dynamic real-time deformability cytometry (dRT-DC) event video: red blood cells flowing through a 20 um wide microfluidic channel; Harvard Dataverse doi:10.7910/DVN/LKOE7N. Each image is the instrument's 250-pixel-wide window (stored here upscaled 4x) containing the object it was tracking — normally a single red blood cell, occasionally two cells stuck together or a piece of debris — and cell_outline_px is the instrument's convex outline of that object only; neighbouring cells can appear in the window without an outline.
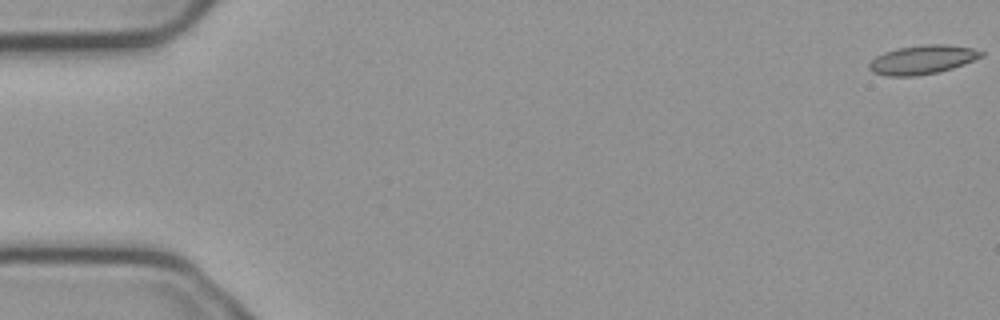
{"species": "common noctule bat (a hibernating species)", "species_latin": "Nyctalus noctula", "temperature_condition": "cold", "stored_images_in_passage": 10, "camera_frame_rate_fps": 3000, "um_per_image_px": 0.085, "animal": {"sex": "male", "body_mass_g": 23.1, "forearm_length_mm": 52.7}, "frame": {"image": 1, "passage_image": 1, "time_ms": 0.0, "image_size_px": [1000, 320], "cell_outline_px": [[984, 56], [964, 64], [940, 72], [916, 76], [888, 76], [872, 72], [868, 68], [868, 64], [876, 56], [884, 52], [896, 48], [924, 44], [944, 44], [972, 48], [984, 52]], "centroid_in_image_um": [78.39, 5.07], "position_along_channel_um": 6.6, "area_um2": 19.02}}
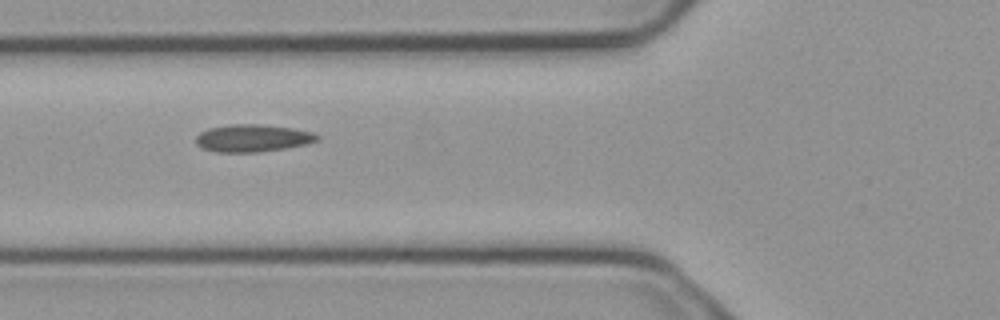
{"frame": {"image": 2, "passage_image": 6, "time_ms": 1.667, "image_size_px": [1000, 320], "cell_outline_px": [[320, 140], [308, 144], [260, 152], [216, 152], [204, 148], [196, 144], [196, 136], [200, 132], [208, 128], [232, 124], [256, 124], [292, 128], [312, 132], [320, 136]], "centroid_in_image_um": [21.49, 11.74], "position_along_channel_um": 104.3, "area_um2": 19.36}}
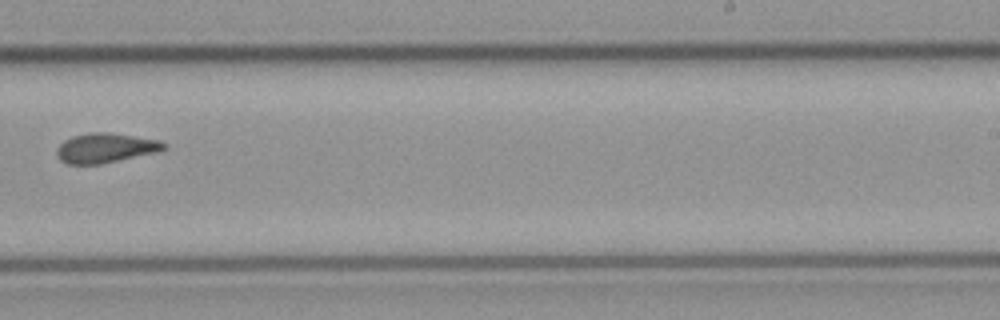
{"frame": {"image": 3, "passage_image": 10, "time_ms": 3.0, "image_size_px": [1000, 320], "cell_outline_px": [[168, 148], [156, 152], [100, 164], [68, 164], [60, 160], [56, 156], [56, 148], [64, 140], [72, 136], [88, 132], [108, 132], [160, 140], [168, 144]], "centroid_in_image_um": [8.95, 12.57], "position_along_channel_um": 280.0, "area_um2": 18.61}}